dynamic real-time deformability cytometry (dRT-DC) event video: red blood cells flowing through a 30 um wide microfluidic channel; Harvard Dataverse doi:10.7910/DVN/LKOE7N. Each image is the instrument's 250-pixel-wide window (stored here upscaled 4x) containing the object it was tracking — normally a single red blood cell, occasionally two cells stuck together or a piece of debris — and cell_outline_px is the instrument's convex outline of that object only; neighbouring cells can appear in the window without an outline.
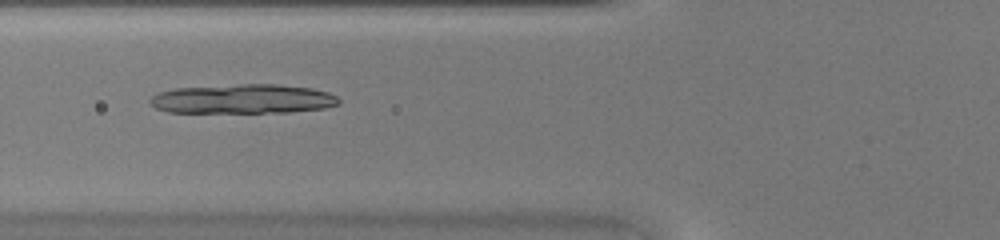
{"species": "common noctule bat (a hibernating species)", "species_latin": "Nyctalus noctula", "temperature_condition": "warm", "stored_images_in_passage": 45, "camera_frame_rate_fps": 3000, "um_per_image_px": 0.085, "animal": {"sex": "female", "body_mass_g": 20.0, "forearm_length_mm": 54.0}, "frame": {"image": 1, "passage_image": 18, "time_ms": 5.667, "image_size_px": [1000, 240], "cell_outline_px": [[340, 104], [324, 108], [288, 112], [168, 112], [156, 108], [148, 100], [152, 96], [160, 92], [176, 88], [240, 84], [280, 84], [312, 88], [328, 92], [336, 96], [340, 100]], "centroid_in_image_um": [20.68, 8.4], "position_along_channel_um": 105.1, "area_um2": 32.25}}
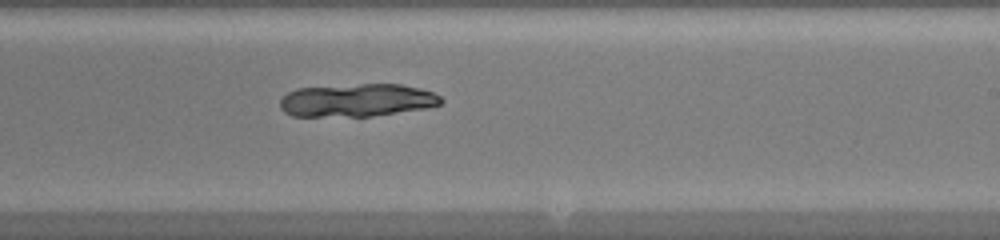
{"frame": {"image": 2, "passage_image": 28, "time_ms": 9.0, "image_size_px": [1000, 240], "cell_outline_px": [[444, 100], [440, 104], [424, 108], [372, 116], [292, 116], [284, 112], [280, 108], [280, 100], [288, 92], [296, 88], [360, 84], [400, 84], [420, 88], [432, 92], [440, 96]], "centroid_in_image_um": [30.32, 8.52], "position_along_channel_um": 258.7, "area_um2": 30.81}}
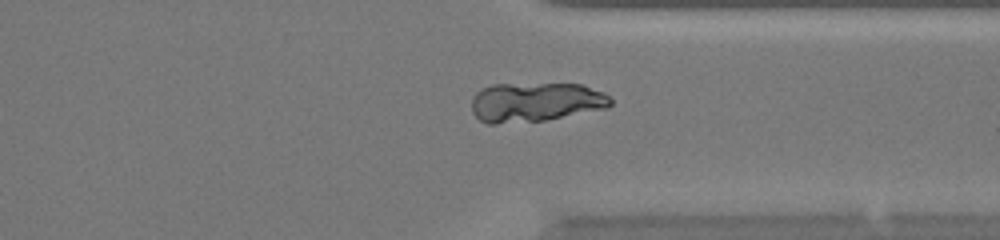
{"frame": {"image": 3, "passage_image": 35, "time_ms": 11.333, "image_size_px": [1000, 240], "cell_outline_px": [[612, 104], [608, 108], [548, 120], [496, 124], [488, 124], [480, 120], [472, 112], [472, 100], [476, 92], [492, 84], [584, 84], [604, 92], [612, 100]], "centroid_in_image_um": [45.55, 8.68], "position_along_channel_um": 365.9, "area_um2": 32.19}}